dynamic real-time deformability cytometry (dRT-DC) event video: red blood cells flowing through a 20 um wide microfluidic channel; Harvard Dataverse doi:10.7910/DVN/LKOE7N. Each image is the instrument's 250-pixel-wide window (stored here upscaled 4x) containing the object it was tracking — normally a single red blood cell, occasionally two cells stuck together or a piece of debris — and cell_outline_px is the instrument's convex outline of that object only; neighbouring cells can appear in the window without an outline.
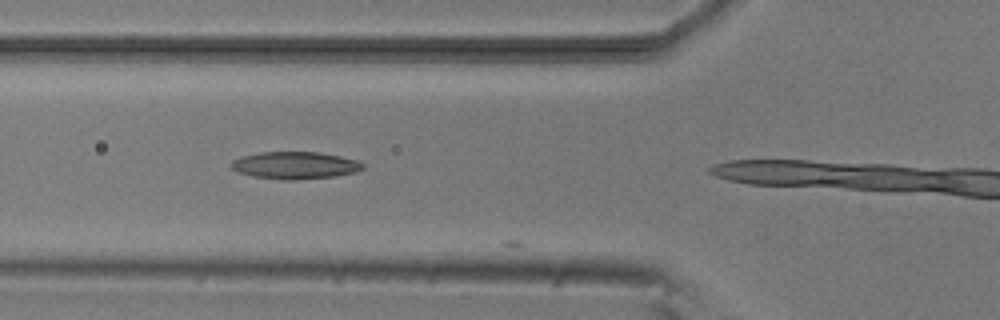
{"species": "common noctule bat (a hibernating species)", "species_latin": "Nyctalus noctula", "temperature_condition": "room temperature", "stored_images_in_passage": 5, "camera_frame_rate_fps": 3000, "um_per_image_px": 0.085, "animal": {"sex": "male", "body_mass_g": 20.5, "forearm_length_mm": 52.5}, "frame": {"image": 1, "passage_image": 4, "time_ms": 3.333, "image_size_px": [1000, 320], "cell_outline_px": [[364, 168], [356, 172], [336, 176], [296, 180], [280, 180], [252, 176], [240, 172], [232, 168], [228, 164], [232, 160], [244, 156], [260, 152], [320, 152], [340, 156], [356, 160], [364, 164]], "centroid_in_image_um": [25.08, 14.06], "position_along_channel_um": 100.7, "area_um2": 20.98}}